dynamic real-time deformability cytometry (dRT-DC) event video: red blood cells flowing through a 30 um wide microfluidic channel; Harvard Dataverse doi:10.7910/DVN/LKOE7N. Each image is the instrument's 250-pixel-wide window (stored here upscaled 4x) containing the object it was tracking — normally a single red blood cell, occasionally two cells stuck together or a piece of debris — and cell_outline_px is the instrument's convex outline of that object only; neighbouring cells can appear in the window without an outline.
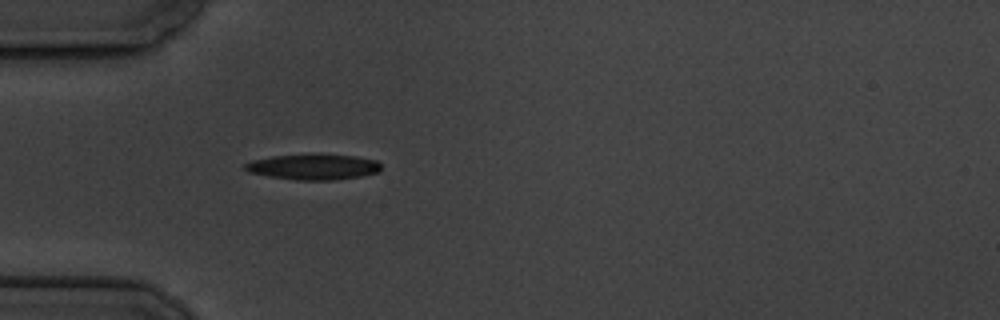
{"species": "common noctule bat (a hibernating species)", "species_latin": "Nyctalus noctula", "temperature_condition": "cold", "stored_images_in_passage": 1, "camera_frame_rate_fps": 3000, "um_per_image_px": 0.085, "animal": {"sex": "male", "body_mass_g": 19.5, "forearm_length_mm": 54.6}, "frame": {"image": 1, "passage_image": 1, "time_ms": 0.0, "image_size_px": [1000, 320], "cell_outline_px": [[380, 172], [360, 176], [336, 180], [296, 180], [268, 176], [248, 172], [244, 168], [244, 164], [252, 160], [272, 156], [356, 156], [376, 160], [380, 164]], "centroid_in_image_um": [26.63, 14.22], "position_along_channel_um": 58.4, "area_um2": 19.71}}